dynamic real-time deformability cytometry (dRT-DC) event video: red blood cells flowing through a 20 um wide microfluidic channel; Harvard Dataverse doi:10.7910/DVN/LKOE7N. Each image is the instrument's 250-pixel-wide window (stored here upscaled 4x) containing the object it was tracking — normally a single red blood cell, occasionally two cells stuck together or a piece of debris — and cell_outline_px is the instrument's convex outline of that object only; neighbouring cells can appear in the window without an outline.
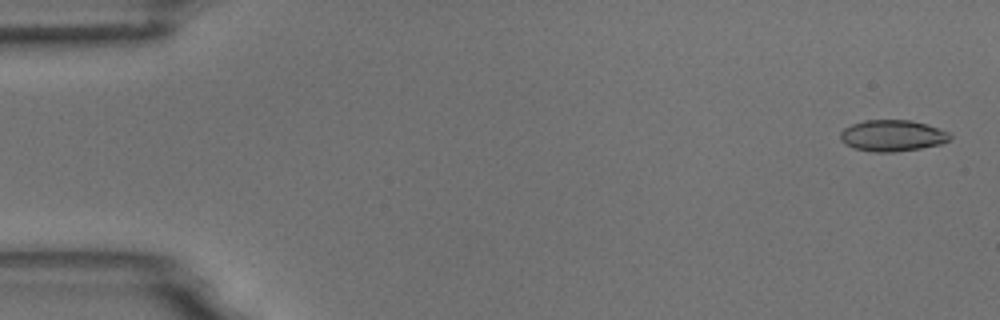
{"species": "common noctule bat (a hibernating species)", "species_latin": "Nyctalus noctula", "temperature_condition": "room temperature", "stored_images_in_passage": 56, "segment_of_instrument_passage": [1, 2], "camera_frame_rate_fps": 3000, "um_per_image_px": 0.085, "animal": {"sex": "male", "body_mass_g": 18.8}, "frame": {"image": 1, "passage_image": 2, "time_ms": 0.333, "image_size_px": [1000, 320], "cell_outline_px": [[952, 136], [948, 140], [940, 144], [920, 148], [892, 152], [876, 152], [856, 148], [844, 144], [840, 140], [840, 132], [844, 128], [852, 124], [864, 120], [912, 120], [928, 124], [948, 132]], "centroid_in_image_um": [75.84, 11.52], "position_along_channel_um": 9.2, "area_um2": 19.94}}
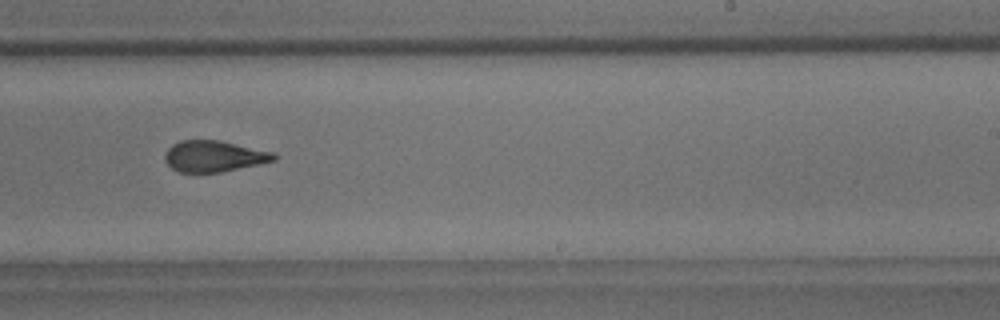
{"frame": {"image": 2, "passage_image": 34, "time_ms": 11.0, "image_size_px": [1000, 320], "cell_outline_px": [[276, 160], [220, 172], [180, 172], [172, 168], [164, 160], [164, 156], [168, 148], [172, 144], [180, 140], [220, 140], [276, 152]], "centroid_in_image_um": [18.19, 13.26], "position_along_channel_um": 270.8, "area_um2": 19.83}}
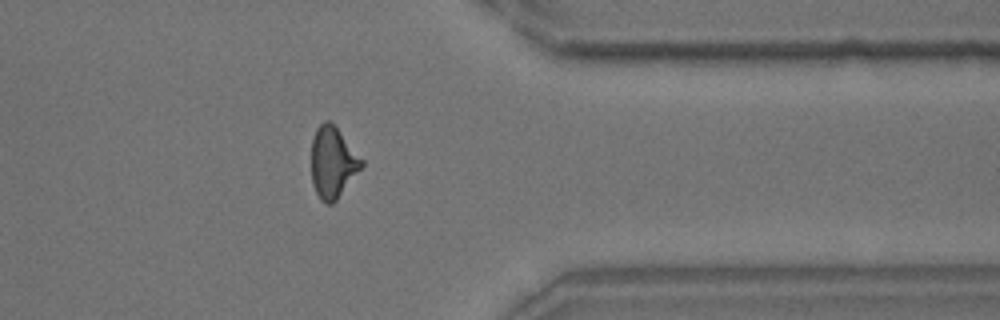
{"frame": {"image": 3, "passage_image": 44, "time_ms": 14.333, "image_size_px": [1000, 320], "cell_outline_px": [[364, 164], [336, 200], [332, 204], [328, 204], [320, 200], [312, 184], [312, 140], [316, 128], [324, 120], [328, 120], [336, 128], [364, 160]], "centroid_in_image_um": [28.27, 13.81], "position_along_channel_um": 383.1, "area_um2": 20.52}}